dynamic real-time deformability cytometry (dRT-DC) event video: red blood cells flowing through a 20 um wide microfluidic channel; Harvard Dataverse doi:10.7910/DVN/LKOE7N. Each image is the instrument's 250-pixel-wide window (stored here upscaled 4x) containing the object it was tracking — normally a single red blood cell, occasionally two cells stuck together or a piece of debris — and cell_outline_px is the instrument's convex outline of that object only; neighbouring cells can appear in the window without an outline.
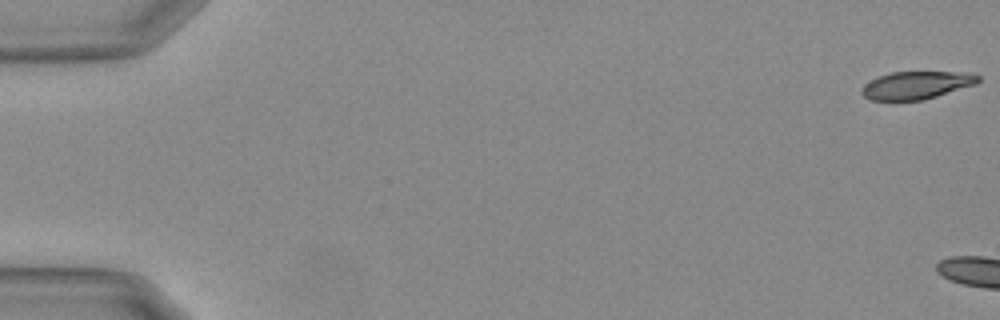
{"species": "Egyptian fruit bat (a non-hibernating species)", "species_latin": "Rousettus aegyptiacus", "temperature_condition": "warm", "stored_images_in_passage": 10, "camera_frame_rate_fps": 3000, "um_per_image_px": 0.085, "animal": {"sex": "female"}, "frame": {"image": 1, "passage_image": 1, "time_ms": 0.0, "image_size_px": [1000, 320], "cell_outline_px": [[980, 80], [972, 84], [924, 100], [872, 100], [864, 96], [860, 92], [860, 88], [864, 84], [880, 76], [892, 72], [952, 72], [980, 76]], "centroid_in_image_um": [77.79, 7.25], "position_along_channel_um": 7.2, "area_um2": 18.26}}